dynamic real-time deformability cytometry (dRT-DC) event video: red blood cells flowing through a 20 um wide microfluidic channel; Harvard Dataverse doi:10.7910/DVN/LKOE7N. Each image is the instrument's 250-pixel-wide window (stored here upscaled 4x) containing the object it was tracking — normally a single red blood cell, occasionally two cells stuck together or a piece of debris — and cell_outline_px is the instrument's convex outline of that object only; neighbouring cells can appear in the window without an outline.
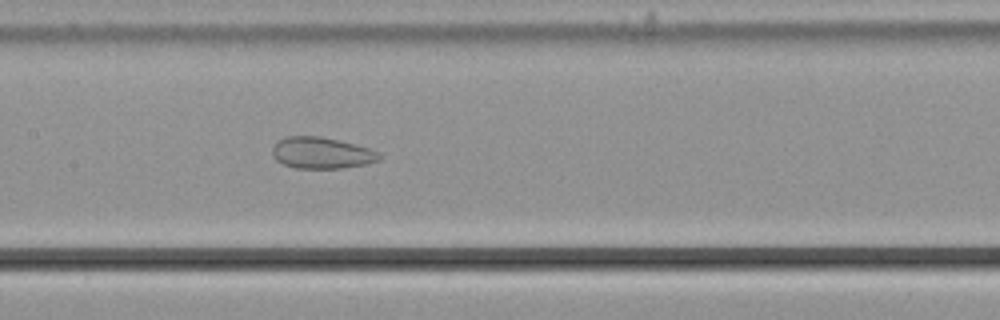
{"species": "common noctule bat (a hibernating species)", "species_latin": "Nyctalus noctula", "temperature_condition": "cold", "stored_images_in_passage": 41, "camera_frame_rate_fps": 3000, "um_per_image_px": 0.085, "animal": {"sex": "male", "body_mass_g": 21.5, "forearm_length_mm": 52.0}, "frame": {"image": 1, "passage_image": 28, "time_ms": 9.0, "image_size_px": [1000, 320], "cell_outline_px": [[384, 156], [380, 160], [364, 164], [340, 168], [296, 168], [284, 164], [276, 160], [272, 152], [272, 148], [276, 140], [284, 136], [320, 136], [356, 144], [380, 152]], "centroid_in_image_um": [27.33, 12.98], "position_along_channel_um": 180.1, "area_um2": 19.71}}
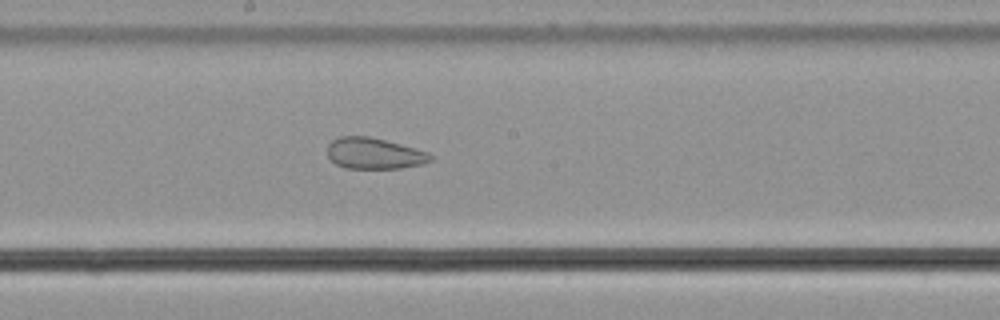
{"frame": {"image": 2, "passage_image": 31, "time_ms": 10.0, "image_size_px": [1000, 320], "cell_outline_px": [[432, 160], [424, 164], [400, 168], [344, 168], [336, 164], [328, 156], [328, 144], [332, 140], [340, 136], [368, 136], [400, 144], [428, 152], [432, 156]], "centroid_in_image_um": [31.8, 13.04], "position_along_channel_um": 216.4, "area_um2": 18.61}}
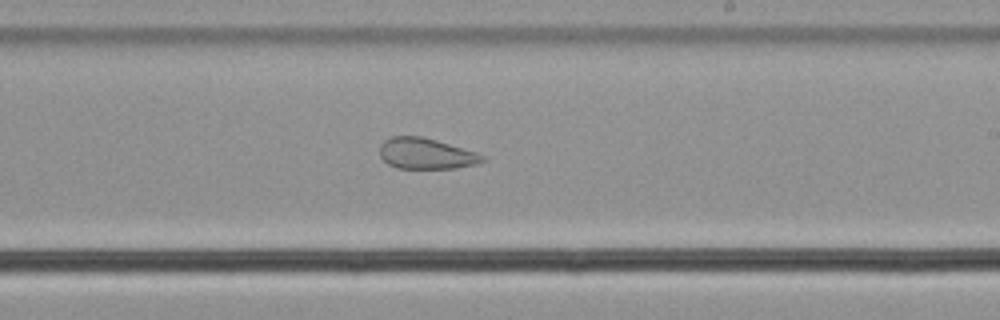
{"frame": {"image": 3, "passage_image": 34, "time_ms": 11.0, "image_size_px": [1000, 320], "cell_outline_px": [[484, 160], [476, 164], [456, 168], [396, 168], [388, 164], [380, 156], [380, 144], [384, 140], [392, 136], [420, 136], [436, 140], [476, 152], [484, 156]], "centroid_in_image_um": [36.18, 13.05], "position_along_channel_um": 252.8, "area_um2": 18.38}}